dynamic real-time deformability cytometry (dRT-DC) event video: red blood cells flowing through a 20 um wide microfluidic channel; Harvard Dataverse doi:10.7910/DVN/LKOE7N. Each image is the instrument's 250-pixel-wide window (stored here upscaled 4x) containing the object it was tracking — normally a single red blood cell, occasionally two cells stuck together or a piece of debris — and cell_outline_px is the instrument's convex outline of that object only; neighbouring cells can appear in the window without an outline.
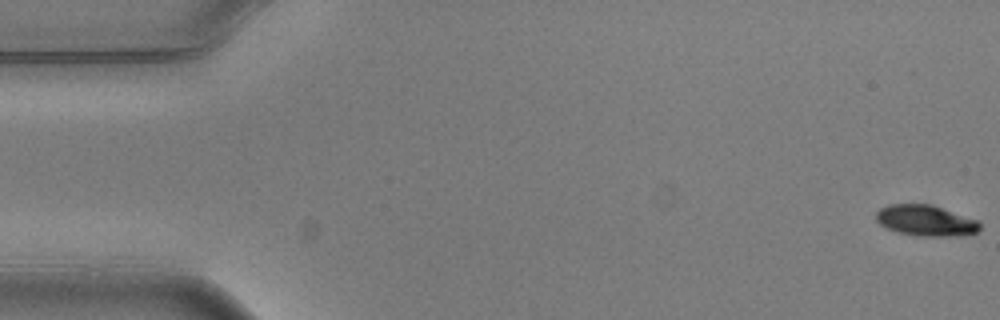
{"species": "common noctule bat (a hibernating species)", "species_latin": "Nyctalus noctula", "temperature_condition": "warm", "stored_images_in_passage": 5, "camera_frame_rate_fps": 3000, "um_per_image_px": 0.085, "animal": {"sex": "male", "body_mass_g": 20.5, "forearm_length_mm": 52.5}, "frame": {"image": 1, "passage_image": 1, "time_ms": 0.0, "image_size_px": [1000, 320], "cell_outline_px": [[980, 228], [976, 232], [960, 236], [920, 236], [900, 232], [888, 228], [880, 224], [876, 220], [876, 212], [880, 208], [888, 204], [932, 204], [980, 220]], "centroid_in_image_um": [78.72, 18.73], "position_along_channel_um": 6.3, "area_um2": 18.79}}
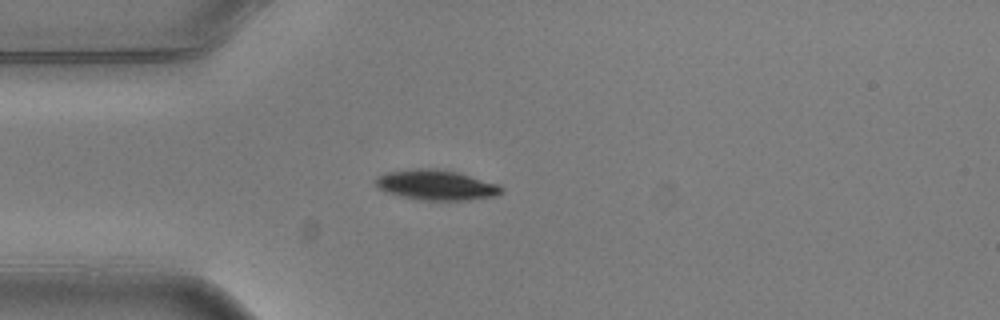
{"frame": {"image": 2, "passage_image": 5, "time_ms": 1.333, "image_size_px": [1000, 320], "cell_outline_px": [[504, 192], [496, 196], [468, 200], [424, 200], [400, 196], [388, 192], [380, 188], [376, 184], [376, 176], [384, 172], [412, 168], [436, 168], [456, 172], [500, 184], [504, 188]], "centroid_in_image_um": [37.11, 15.71], "position_along_channel_um": 47.9, "area_um2": 22.25}}